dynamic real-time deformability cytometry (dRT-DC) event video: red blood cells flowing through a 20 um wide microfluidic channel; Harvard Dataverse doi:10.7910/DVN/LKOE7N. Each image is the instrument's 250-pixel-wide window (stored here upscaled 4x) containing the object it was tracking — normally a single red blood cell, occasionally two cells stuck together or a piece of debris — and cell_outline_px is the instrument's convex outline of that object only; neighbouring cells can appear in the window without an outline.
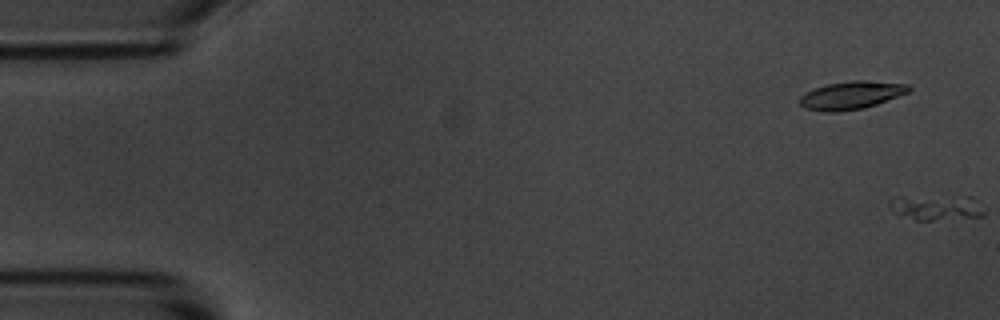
{"species": "common noctule bat (a hibernating species)", "species_latin": "Nyctalus noctula", "temperature_condition": "room temperature", "stored_images_in_passage": 8, "camera_frame_rate_fps": 3000, "um_per_image_px": 0.085, "animal": {"sex": "male", "body_mass_g": 20.1, "forearm_length_mm": 53.5}, "frame": {"image": 1, "passage_image": 2, "time_ms": 0.333, "image_size_px": [1000, 320], "cell_outline_px": [[912, 88], [908, 92], [876, 104], [864, 108], [836, 112], [824, 112], [804, 108], [800, 104], [800, 96], [816, 88], [828, 84], [852, 80], [864, 80], [908, 84]], "centroid_in_image_um": [72.36, 8.1], "position_along_channel_um": 12.6, "area_um2": 17.57}}